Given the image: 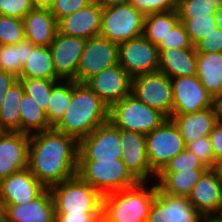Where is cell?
<instances>
[{"label":"cell","instance_id":"cell-26","mask_svg":"<svg viewBox=\"0 0 222 222\" xmlns=\"http://www.w3.org/2000/svg\"><path fill=\"white\" fill-rule=\"evenodd\" d=\"M197 76L217 101L222 96V52H196Z\"/></svg>","mask_w":222,"mask_h":222},{"label":"cell","instance_id":"cell-8","mask_svg":"<svg viewBox=\"0 0 222 222\" xmlns=\"http://www.w3.org/2000/svg\"><path fill=\"white\" fill-rule=\"evenodd\" d=\"M145 144L148 163L156 174L186 148L180 130L172 118H167L158 128L146 134Z\"/></svg>","mask_w":222,"mask_h":222},{"label":"cell","instance_id":"cell-2","mask_svg":"<svg viewBox=\"0 0 222 222\" xmlns=\"http://www.w3.org/2000/svg\"><path fill=\"white\" fill-rule=\"evenodd\" d=\"M109 121V107L86 84L72 80V99L64 116L53 127L78 142Z\"/></svg>","mask_w":222,"mask_h":222},{"label":"cell","instance_id":"cell-22","mask_svg":"<svg viewBox=\"0 0 222 222\" xmlns=\"http://www.w3.org/2000/svg\"><path fill=\"white\" fill-rule=\"evenodd\" d=\"M119 138L122 147V161L139 181L146 182L150 174L157 175L147 160L144 134L119 129Z\"/></svg>","mask_w":222,"mask_h":222},{"label":"cell","instance_id":"cell-4","mask_svg":"<svg viewBox=\"0 0 222 222\" xmlns=\"http://www.w3.org/2000/svg\"><path fill=\"white\" fill-rule=\"evenodd\" d=\"M77 175L102 196L133 187L140 182L122 159L78 160Z\"/></svg>","mask_w":222,"mask_h":222},{"label":"cell","instance_id":"cell-43","mask_svg":"<svg viewBox=\"0 0 222 222\" xmlns=\"http://www.w3.org/2000/svg\"><path fill=\"white\" fill-rule=\"evenodd\" d=\"M92 1L93 0H54L49 9L58 21L59 19L82 9Z\"/></svg>","mask_w":222,"mask_h":222},{"label":"cell","instance_id":"cell-50","mask_svg":"<svg viewBox=\"0 0 222 222\" xmlns=\"http://www.w3.org/2000/svg\"><path fill=\"white\" fill-rule=\"evenodd\" d=\"M216 27L222 30V4L215 11Z\"/></svg>","mask_w":222,"mask_h":222},{"label":"cell","instance_id":"cell-31","mask_svg":"<svg viewBox=\"0 0 222 222\" xmlns=\"http://www.w3.org/2000/svg\"><path fill=\"white\" fill-rule=\"evenodd\" d=\"M20 115V132L23 134L31 135L32 129L35 130L33 133H39L53 128L47 120L45 111L26 93H23L20 101Z\"/></svg>","mask_w":222,"mask_h":222},{"label":"cell","instance_id":"cell-37","mask_svg":"<svg viewBox=\"0 0 222 222\" xmlns=\"http://www.w3.org/2000/svg\"><path fill=\"white\" fill-rule=\"evenodd\" d=\"M24 39L23 19L0 15V45L18 44Z\"/></svg>","mask_w":222,"mask_h":222},{"label":"cell","instance_id":"cell-39","mask_svg":"<svg viewBox=\"0 0 222 222\" xmlns=\"http://www.w3.org/2000/svg\"><path fill=\"white\" fill-rule=\"evenodd\" d=\"M158 49L194 48L184 25L179 21L162 40Z\"/></svg>","mask_w":222,"mask_h":222},{"label":"cell","instance_id":"cell-14","mask_svg":"<svg viewBox=\"0 0 222 222\" xmlns=\"http://www.w3.org/2000/svg\"><path fill=\"white\" fill-rule=\"evenodd\" d=\"M203 216L192 206L188 197L162 192L156 184V196L147 222H202Z\"/></svg>","mask_w":222,"mask_h":222},{"label":"cell","instance_id":"cell-25","mask_svg":"<svg viewBox=\"0 0 222 222\" xmlns=\"http://www.w3.org/2000/svg\"><path fill=\"white\" fill-rule=\"evenodd\" d=\"M159 50L158 71L168 78L197 75L195 48H169Z\"/></svg>","mask_w":222,"mask_h":222},{"label":"cell","instance_id":"cell-10","mask_svg":"<svg viewBox=\"0 0 222 222\" xmlns=\"http://www.w3.org/2000/svg\"><path fill=\"white\" fill-rule=\"evenodd\" d=\"M119 64L118 44L99 36L85 42L76 72V82L86 83L102 70Z\"/></svg>","mask_w":222,"mask_h":222},{"label":"cell","instance_id":"cell-9","mask_svg":"<svg viewBox=\"0 0 222 222\" xmlns=\"http://www.w3.org/2000/svg\"><path fill=\"white\" fill-rule=\"evenodd\" d=\"M131 94L149 107L172 117L173 91L171 79L163 73L139 74L131 78Z\"/></svg>","mask_w":222,"mask_h":222},{"label":"cell","instance_id":"cell-53","mask_svg":"<svg viewBox=\"0 0 222 222\" xmlns=\"http://www.w3.org/2000/svg\"><path fill=\"white\" fill-rule=\"evenodd\" d=\"M216 106L219 114V121L222 122V96L216 101Z\"/></svg>","mask_w":222,"mask_h":222},{"label":"cell","instance_id":"cell-46","mask_svg":"<svg viewBox=\"0 0 222 222\" xmlns=\"http://www.w3.org/2000/svg\"><path fill=\"white\" fill-rule=\"evenodd\" d=\"M209 139L216 160L222 159V122L218 121L209 134Z\"/></svg>","mask_w":222,"mask_h":222},{"label":"cell","instance_id":"cell-12","mask_svg":"<svg viewBox=\"0 0 222 222\" xmlns=\"http://www.w3.org/2000/svg\"><path fill=\"white\" fill-rule=\"evenodd\" d=\"M122 159L119 129L110 121L79 141L78 160Z\"/></svg>","mask_w":222,"mask_h":222},{"label":"cell","instance_id":"cell-54","mask_svg":"<svg viewBox=\"0 0 222 222\" xmlns=\"http://www.w3.org/2000/svg\"><path fill=\"white\" fill-rule=\"evenodd\" d=\"M95 222H106L102 217L101 218H99L97 221H95Z\"/></svg>","mask_w":222,"mask_h":222},{"label":"cell","instance_id":"cell-42","mask_svg":"<svg viewBox=\"0 0 222 222\" xmlns=\"http://www.w3.org/2000/svg\"><path fill=\"white\" fill-rule=\"evenodd\" d=\"M34 7L32 0H0V15L23 19Z\"/></svg>","mask_w":222,"mask_h":222},{"label":"cell","instance_id":"cell-48","mask_svg":"<svg viewBox=\"0 0 222 222\" xmlns=\"http://www.w3.org/2000/svg\"><path fill=\"white\" fill-rule=\"evenodd\" d=\"M98 3L102 8L120 5V4H127L130 0H93Z\"/></svg>","mask_w":222,"mask_h":222},{"label":"cell","instance_id":"cell-51","mask_svg":"<svg viewBox=\"0 0 222 222\" xmlns=\"http://www.w3.org/2000/svg\"><path fill=\"white\" fill-rule=\"evenodd\" d=\"M35 7L49 8L54 0H32Z\"/></svg>","mask_w":222,"mask_h":222},{"label":"cell","instance_id":"cell-13","mask_svg":"<svg viewBox=\"0 0 222 222\" xmlns=\"http://www.w3.org/2000/svg\"><path fill=\"white\" fill-rule=\"evenodd\" d=\"M173 91L172 114H189L217 108L216 101L201 84L197 75L171 79Z\"/></svg>","mask_w":222,"mask_h":222},{"label":"cell","instance_id":"cell-40","mask_svg":"<svg viewBox=\"0 0 222 222\" xmlns=\"http://www.w3.org/2000/svg\"><path fill=\"white\" fill-rule=\"evenodd\" d=\"M186 148L194 153L207 168L214 167L217 160L213 154L209 136H203L198 140L196 139L195 141L188 143Z\"/></svg>","mask_w":222,"mask_h":222},{"label":"cell","instance_id":"cell-20","mask_svg":"<svg viewBox=\"0 0 222 222\" xmlns=\"http://www.w3.org/2000/svg\"><path fill=\"white\" fill-rule=\"evenodd\" d=\"M103 8L92 1L82 9L57 21L58 32L68 36L81 37L86 40L99 36Z\"/></svg>","mask_w":222,"mask_h":222},{"label":"cell","instance_id":"cell-49","mask_svg":"<svg viewBox=\"0 0 222 222\" xmlns=\"http://www.w3.org/2000/svg\"><path fill=\"white\" fill-rule=\"evenodd\" d=\"M212 169L215 171V173H216V175L218 177V181L222 185V159L217 160L215 162L214 167Z\"/></svg>","mask_w":222,"mask_h":222},{"label":"cell","instance_id":"cell-33","mask_svg":"<svg viewBox=\"0 0 222 222\" xmlns=\"http://www.w3.org/2000/svg\"><path fill=\"white\" fill-rule=\"evenodd\" d=\"M27 56V39L20 41L18 44L0 45V70L19 77Z\"/></svg>","mask_w":222,"mask_h":222},{"label":"cell","instance_id":"cell-3","mask_svg":"<svg viewBox=\"0 0 222 222\" xmlns=\"http://www.w3.org/2000/svg\"><path fill=\"white\" fill-rule=\"evenodd\" d=\"M145 181L102 197V218L106 222H147L156 196V184L147 189Z\"/></svg>","mask_w":222,"mask_h":222},{"label":"cell","instance_id":"cell-41","mask_svg":"<svg viewBox=\"0 0 222 222\" xmlns=\"http://www.w3.org/2000/svg\"><path fill=\"white\" fill-rule=\"evenodd\" d=\"M129 3L144 15L177 10V0H130Z\"/></svg>","mask_w":222,"mask_h":222},{"label":"cell","instance_id":"cell-28","mask_svg":"<svg viewBox=\"0 0 222 222\" xmlns=\"http://www.w3.org/2000/svg\"><path fill=\"white\" fill-rule=\"evenodd\" d=\"M207 169H192L178 173H158L157 187L164 193L172 196L188 197Z\"/></svg>","mask_w":222,"mask_h":222},{"label":"cell","instance_id":"cell-35","mask_svg":"<svg viewBox=\"0 0 222 222\" xmlns=\"http://www.w3.org/2000/svg\"><path fill=\"white\" fill-rule=\"evenodd\" d=\"M222 0H177L179 18H195L215 14Z\"/></svg>","mask_w":222,"mask_h":222},{"label":"cell","instance_id":"cell-38","mask_svg":"<svg viewBox=\"0 0 222 222\" xmlns=\"http://www.w3.org/2000/svg\"><path fill=\"white\" fill-rule=\"evenodd\" d=\"M192 169H208L203 162L191 151L185 148L171 159L159 173H178Z\"/></svg>","mask_w":222,"mask_h":222},{"label":"cell","instance_id":"cell-5","mask_svg":"<svg viewBox=\"0 0 222 222\" xmlns=\"http://www.w3.org/2000/svg\"><path fill=\"white\" fill-rule=\"evenodd\" d=\"M55 213H102V195L77 174L49 188Z\"/></svg>","mask_w":222,"mask_h":222},{"label":"cell","instance_id":"cell-34","mask_svg":"<svg viewBox=\"0 0 222 222\" xmlns=\"http://www.w3.org/2000/svg\"><path fill=\"white\" fill-rule=\"evenodd\" d=\"M18 79L23 86L24 93L30 95L37 105L46 112L52 88L57 84V82L59 83V81L33 78Z\"/></svg>","mask_w":222,"mask_h":222},{"label":"cell","instance_id":"cell-18","mask_svg":"<svg viewBox=\"0 0 222 222\" xmlns=\"http://www.w3.org/2000/svg\"><path fill=\"white\" fill-rule=\"evenodd\" d=\"M29 141L21 132L0 134V180L28 168Z\"/></svg>","mask_w":222,"mask_h":222},{"label":"cell","instance_id":"cell-6","mask_svg":"<svg viewBox=\"0 0 222 222\" xmlns=\"http://www.w3.org/2000/svg\"><path fill=\"white\" fill-rule=\"evenodd\" d=\"M168 117L131 93L109 108V121L118 129L149 134Z\"/></svg>","mask_w":222,"mask_h":222},{"label":"cell","instance_id":"cell-1","mask_svg":"<svg viewBox=\"0 0 222 222\" xmlns=\"http://www.w3.org/2000/svg\"><path fill=\"white\" fill-rule=\"evenodd\" d=\"M79 142L54 128L32 133L28 168L46 188L77 174Z\"/></svg>","mask_w":222,"mask_h":222},{"label":"cell","instance_id":"cell-17","mask_svg":"<svg viewBox=\"0 0 222 222\" xmlns=\"http://www.w3.org/2000/svg\"><path fill=\"white\" fill-rule=\"evenodd\" d=\"M131 76L116 64L90 78L86 84L110 108L131 93Z\"/></svg>","mask_w":222,"mask_h":222},{"label":"cell","instance_id":"cell-29","mask_svg":"<svg viewBox=\"0 0 222 222\" xmlns=\"http://www.w3.org/2000/svg\"><path fill=\"white\" fill-rule=\"evenodd\" d=\"M23 93L19 79L7 91L0 108V127L3 131L20 132V101Z\"/></svg>","mask_w":222,"mask_h":222},{"label":"cell","instance_id":"cell-47","mask_svg":"<svg viewBox=\"0 0 222 222\" xmlns=\"http://www.w3.org/2000/svg\"><path fill=\"white\" fill-rule=\"evenodd\" d=\"M18 80L15 75L0 70V108L9 88Z\"/></svg>","mask_w":222,"mask_h":222},{"label":"cell","instance_id":"cell-7","mask_svg":"<svg viewBox=\"0 0 222 222\" xmlns=\"http://www.w3.org/2000/svg\"><path fill=\"white\" fill-rule=\"evenodd\" d=\"M144 17L131 3L103 8L99 35L117 44L142 36Z\"/></svg>","mask_w":222,"mask_h":222},{"label":"cell","instance_id":"cell-11","mask_svg":"<svg viewBox=\"0 0 222 222\" xmlns=\"http://www.w3.org/2000/svg\"><path fill=\"white\" fill-rule=\"evenodd\" d=\"M119 64L134 77L158 71L159 50L143 35L118 44Z\"/></svg>","mask_w":222,"mask_h":222},{"label":"cell","instance_id":"cell-30","mask_svg":"<svg viewBox=\"0 0 222 222\" xmlns=\"http://www.w3.org/2000/svg\"><path fill=\"white\" fill-rule=\"evenodd\" d=\"M178 22L177 10L146 14L144 17L143 36L158 47Z\"/></svg>","mask_w":222,"mask_h":222},{"label":"cell","instance_id":"cell-36","mask_svg":"<svg viewBox=\"0 0 222 222\" xmlns=\"http://www.w3.org/2000/svg\"><path fill=\"white\" fill-rule=\"evenodd\" d=\"M179 21L184 25L193 46L216 28L214 14L195 18H179Z\"/></svg>","mask_w":222,"mask_h":222},{"label":"cell","instance_id":"cell-19","mask_svg":"<svg viewBox=\"0 0 222 222\" xmlns=\"http://www.w3.org/2000/svg\"><path fill=\"white\" fill-rule=\"evenodd\" d=\"M0 218L4 222H55L54 203L49 188L27 204H7L0 211Z\"/></svg>","mask_w":222,"mask_h":222},{"label":"cell","instance_id":"cell-32","mask_svg":"<svg viewBox=\"0 0 222 222\" xmlns=\"http://www.w3.org/2000/svg\"><path fill=\"white\" fill-rule=\"evenodd\" d=\"M64 85L56 84L51 91L46 113L49 124L54 127L64 116L72 99V80H65Z\"/></svg>","mask_w":222,"mask_h":222},{"label":"cell","instance_id":"cell-21","mask_svg":"<svg viewBox=\"0 0 222 222\" xmlns=\"http://www.w3.org/2000/svg\"><path fill=\"white\" fill-rule=\"evenodd\" d=\"M192 206L204 217L220 214L222 210V185L212 168H208L188 196Z\"/></svg>","mask_w":222,"mask_h":222},{"label":"cell","instance_id":"cell-15","mask_svg":"<svg viewBox=\"0 0 222 222\" xmlns=\"http://www.w3.org/2000/svg\"><path fill=\"white\" fill-rule=\"evenodd\" d=\"M86 39L57 32L49 48L57 76L61 80L76 81V72Z\"/></svg>","mask_w":222,"mask_h":222},{"label":"cell","instance_id":"cell-16","mask_svg":"<svg viewBox=\"0 0 222 222\" xmlns=\"http://www.w3.org/2000/svg\"><path fill=\"white\" fill-rule=\"evenodd\" d=\"M47 188L39 182L29 168L0 180V211L7 204L22 205L39 197Z\"/></svg>","mask_w":222,"mask_h":222},{"label":"cell","instance_id":"cell-23","mask_svg":"<svg viewBox=\"0 0 222 222\" xmlns=\"http://www.w3.org/2000/svg\"><path fill=\"white\" fill-rule=\"evenodd\" d=\"M23 22L25 39L35 46L49 47L58 32L57 20L49 8L34 7Z\"/></svg>","mask_w":222,"mask_h":222},{"label":"cell","instance_id":"cell-45","mask_svg":"<svg viewBox=\"0 0 222 222\" xmlns=\"http://www.w3.org/2000/svg\"><path fill=\"white\" fill-rule=\"evenodd\" d=\"M55 222H95L102 213H55Z\"/></svg>","mask_w":222,"mask_h":222},{"label":"cell","instance_id":"cell-44","mask_svg":"<svg viewBox=\"0 0 222 222\" xmlns=\"http://www.w3.org/2000/svg\"><path fill=\"white\" fill-rule=\"evenodd\" d=\"M194 48L196 52H222V30L216 27L213 32L200 40Z\"/></svg>","mask_w":222,"mask_h":222},{"label":"cell","instance_id":"cell-27","mask_svg":"<svg viewBox=\"0 0 222 222\" xmlns=\"http://www.w3.org/2000/svg\"><path fill=\"white\" fill-rule=\"evenodd\" d=\"M18 78L62 80L57 76L49 47L35 46L28 41V56Z\"/></svg>","mask_w":222,"mask_h":222},{"label":"cell","instance_id":"cell-24","mask_svg":"<svg viewBox=\"0 0 222 222\" xmlns=\"http://www.w3.org/2000/svg\"><path fill=\"white\" fill-rule=\"evenodd\" d=\"M171 118L178 126L187 145L203 136H209L219 121V114L217 108H208L189 114H172Z\"/></svg>","mask_w":222,"mask_h":222},{"label":"cell","instance_id":"cell-52","mask_svg":"<svg viewBox=\"0 0 222 222\" xmlns=\"http://www.w3.org/2000/svg\"><path fill=\"white\" fill-rule=\"evenodd\" d=\"M202 222H222V215L220 214L218 216L216 214V216L215 215L204 216Z\"/></svg>","mask_w":222,"mask_h":222}]
</instances>
